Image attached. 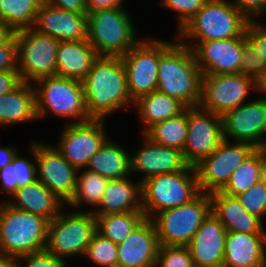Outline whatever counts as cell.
<instances>
[{
  "instance_id": "cell-1",
  "label": "cell",
  "mask_w": 266,
  "mask_h": 267,
  "mask_svg": "<svg viewBox=\"0 0 266 267\" xmlns=\"http://www.w3.org/2000/svg\"><path fill=\"white\" fill-rule=\"evenodd\" d=\"M82 85L90 119L105 120L107 115L133 106L122 57L98 56Z\"/></svg>"
},
{
  "instance_id": "cell-2",
  "label": "cell",
  "mask_w": 266,
  "mask_h": 267,
  "mask_svg": "<svg viewBox=\"0 0 266 267\" xmlns=\"http://www.w3.org/2000/svg\"><path fill=\"white\" fill-rule=\"evenodd\" d=\"M173 42L160 55L157 90L178 99L186 107L199 106L203 74L192 49L179 40Z\"/></svg>"
},
{
  "instance_id": "cell-3",
  "label": "cell",
  "mask_w": 266,
  "mask_h": 267,
  "mask_svg": "<svg viewBox=\"0 0 266 267\" xmlns=\"http://www.w3.org/2000/svg\"><path fill=\"white\" fill-rule=\"evenodd\" d=\"M248 23L249 20L232 2L208 0L196 15L178 31L177 40L179 39L181 43L192 49L201 41L241 37L245 34ZM191 40H196V43H192Z\"/></svg>"
},
{
  "instance_id": "cell-4",
  "label": "cell",
  "mask_w": 266,
  "mask_h": 267,
  "mask_svg": "<svg viewBox=\"0 0 266 267\" xmlns=\"http://www.w3.org/2000/svg\"><path fill=\"white\" fill-rule=\"evenodd\" d=\"M48 220L10 206L0 204V253L19 258L45 250Z\"/></svg>"
},
{
  "instance_id": "cell-5",
  "label": "cell",
  "mask_w": 266,
  "mask_h": 267,
  "mask_svg": "<svg viewBox=\"0 0 266 267\" xmlns=\"http://www.w3.org/2000/svg\"><path fill=\"white\" fill-rule=\"evenodd\" d=\"M200 194L197 173L188 165L178 172L164 173L142 182V210L146 218L190 203Z\"/></svg>"
},
{
  "instance_id": "cell-6",
  "label": "cell",
  "mask_w": 266,
  "mask_h": 267,
  "mask_svg": "<svg viewBox=\"0 0 266 267\" xmlns=\"http://www.w3.org/2000/svg\"><path fill=\"white\" fill-rule=\"evenodd\" d=\"M126 11L119 7L87 14V39L99 56L122 57L140 41Z\"/></svg>"
},
{
  "instance_id": "cell-7",
  "label": "cell",
  "mask_w": 266,
  "mask_h": 267,
  "mask_svg": "<svg viewBox=\"0 0 266 267\" xmlns=\"http://www.w3.org/2000/svg\"><path fill=\"white\" fill-rule=\"evenodd\" d=\"M34 84L38 120L50 113L60 118H68L69 121L75 120L69 123H83L91 120L87 114L81 81L50 76L40 78Z\"/></svg>"
},
{
  "instance_id": "cell-8",
  "label": "cell",
  "mask_w": 266,
  "mask_h": 267,
  "mask_svg": "<svg viewBox=\"0 0 266 267\" xmlns=\"http://www.w3.org/2000/svg\"><path fill=\"white\" fill-rule=\"evenodd\" d=\"M210 212V194L200 193L188 204L156 213L151 220L160 246H187Z\"/></svg>"
},
{
  "instance_id": "cell-9",
  "label": "cell",
  "mask_w": 266,
  "mask_h": 267,
  "mask_svg": "<svg viewBox=\"0 0 266 267\" xmlns=\"http://www.w3.org/2000/svg\"><path fill=\"white\" fill-rule=\"evenodd\" d=\"M64 214L48 222L45 250L57 257L83 255L96 232V217L90 210Z\"/></svg>"
},
{
  "instance_id": "cell-10",
  "label": "cell",
  "mask_w": 266,
  "mask_h": 267,
  "mask_svg": "<svg viewBox=\"0 0 266 267\" xmlns=\"http://www.w3.org/2000/svg\"><path fill=\"white\" fill-rule=\"evenodd\" d=\"M17 43V70L22 81L34 83L43 77L57 76L56 53L60 43L33 28L14 32Z\"/></svg>"
},
{
  "instance_id": "cell-11",
  "label": "cell",
  "mask_w": 266,
  "mask_h": 267,
  "mask_svg": "<svg viewBox=\"0 0 266 267\" xmlns=\"http://www.w3.org/2000/svg\"><path fill=\"white\" fill-rule=\"evenodd\" d=\"M172 43L157 38L143 39L122 56L127 89L133 102L157 90L160 55Z\"/></svg>"
},
{
  "instance_id": "cell-12",
  "label": "cell",
  "mask_w": 266,
  "mask_h": 267,
  "mask_svg": "<svg viewBox=\"0 0 266 267\" xmlns=\"http://www.w3.org/2000/svg\"><path fill=\"white\" fill-rule=\"evenodd\" d=\"M256 148L248 143L223 140L215 151L203 158L195 170L200 193L221 190L235 171Z\"/></svg>"
},
{
  "instance_id": "cell-13",
  "label": "cell",
  "mask_w": 266,
  "mask_h": 267,
  "mask_svg": "<svg viewBox=\"0 0 266 267\" xmlns=\"http://www.w3.org/2000/svg\"><path fill=\"white\" fill-rule=\"evenodd\" d=\"M257 89L255 81L239 73L202 75L199 106L223 116L228 111L246 103L249 91H257Z\"/></svg>"
},
{
  "instance_id": "cell-14",
  "label": "cell",
  "mask_w": 266,
  "mask_h": 267,
  "mask_svg": "<svg viewBox=\"0 0 266 267\" xmlns=\"http://www.w3.org/2000/svg\"><path fill=\"white\" fill-rule=\"evenodd\" d=\"M188 131L183 157L190 166L211 155L224 140L222 116L200 106L187 107Z\"/></svg>"
},
{
  "instance_id": "cell-15",
  "label": "cell",
  "mask_w": 266,
  "mask_h": 267,
  "mask_svg": "<svg viewBox=\"0 0 266 267\" xmlns=\"http://www.w3.org/2000/svg\"><path fill=\"white\" fill-rule=\"evenodd\" d=\"M104 122L91 119L83 123L66 124L55 148L77 170L85 169L108 138Z\"/></svg>"
},
{
  "instance_id": "cell-16",
  "label": "cell",
  "mask_w": 266,
  "mask_h": 267,
  "mask_svg": "<svg viewBox=\"0 0 266 267\" xmlns=\"http://www.w3.org/2000/svg\"><path fill=\"white\" fill-rule=\"evenodd\" d=\"M222 116L224 139L262 148L266 134V98L257 97ZM264 139V140H263Z\"/></svg>"
},
{
  "instance_id": "cell-17",
  "label": "cell",
  "mask_w": 266,
  "mask_h": 267,
  "mask_svg": "<svg viewBox=\"0 0 266 267\" xmlns=\"http://www.w3.org/2000/svg\"><path fill=\"white\" fill-rule=\"evenodd\" d=\"M37 179L66 204L75 193L78 170L53 146L35 142Z\"/></svg>"
},
{
  "instance_id": "cell-18",
  "label": "cell",
  "mask_w": 266,
  "mask_h": 267,
  "mask_svg": "<svg viewBox=\"0 0 266 267\" xmlns=\"http://www.w3.org/2000/svg\"><path fill=\"white\" fill-rule=\"evenodd\" d=\"M246 35L229 39L201 41L192 48L203 75L238 74Z\"/></svg>"
},
{
  "instance_id": "cell-19",
  "label": "cell",
  "mask_w": 266,
  "mask_h": 267,
  "mask_svg": "<svg viewBox=\"0 0 266 267\" xmlns=\"http://www.w3.org/2000/svg\"><path fill=\"white\" fill-rule=\"evenodd\" d=\"M117 247V267H156L160 244L153 221L145 218Z\"/></svg>"
},
{
  "instance_id": "cell-20",
  "label": "cell",
  "mask_w": 266,
  "mask_h": 267,
  "mask_svg": "<svg viewBox=\"0 0 266 267\" xmlns=\"http://www.w3.org/2000/svg\"><path fill=\"white\" fill-rule=\"evenodd\" d=\"M143 137L144 145L130 154V172L145 173L139 180L141 183L152 176L178 172L188 166L182 151L154 143L144 134Z\"/></svg>"
},
{
  "instance_id": "cell-21",
  "label": "cell",
  "mask_w": 266,
  "mask_h": 267,
  "mask_svg": "<svg viewBox=\"0 0 266 267\" xmlns=\"http://www.w3.org/2000/svg\"><path fill=\"white\" fill-rule=\"evenodd\" d=\"M226 229L210 212L187 245L194 267H223Z\"/></svg>"
},
{
  "instance_id": "cell-22",
  "label": "cell",
  "mask_w": 266,
  "mask_h": 267,
  "mask_svg": "<svg viewBox=\"0 0 266 267\" xmlns=\"http://www.w3.org/2000/svg\"><path fill=\"white\" fill-rule=\"evenodd\" d=\"M33 29L58 41L87 39V14L62 10L43 2Z\"/></svg>"
},
{
  "instance_id": "cell-23",
  "label": "cell",
  "mask_w": 266,
  "mask_h": 267,
  "mask_svg": "<svg viewBox=\"0 0 266 267\" xmlns=\"http://www.w3.org/2000/svg\"><path fill=\"white\" fill-rule=\"evenodd\" d=\"M223 267H266V233L227 232Z\"/></svg>"
},
{
  "instance_id": "cell-24",
  "label": "cell",
  "mask_w": 266,
  "mask_h": 267,
  "mask_svg": "<svg viewBox=\"0 0 266 267\" xmlns=\"http://www.w3.org/2000/svg\"><path fill=\"white\" fill-rule=\"evenodd\" d=\"M211 212L224 225L227 232L266 233L263 221L250 214L237 196H230L220 190L210 193Z\"/></svg>"
},
{
  "instance_id": "cell-25",
  "label": "cell",
  "mask_w": 266,
  "mask_h": 267,
  "mask_svg": "<svg viewBox=\"0 0 266 267\" xmlns=\"http://www.w3.org/2000/svg\"><path fill=\"white\" fill-rule=\"evenodd\" d=\"M98 56L88 39L60 41L56 53L57 76L82 82Z\"/></svg>"
},
{
  "instance_id": "cell-26",
  "label": "cell",
  "mask_w": 266,
  "mask_h": 267,
  "mask_svg": "<svg viewBox=\"0 0 266 267\" xmlns=\"http://www.w3.org/2000/svg\"><path fill=\"white\" fill-rule=\"evenodd\" d=\"M130 177L110 179L102 196L99 208L92 209L94 216L142 210V183H132Z\"/></svg>"
},
{
  "instance_id": "cell-27",
  "label": "cell",
  "mask_w": 266,
  "mask_h": 267,
  "mask_svg": "<svg viewBox=\"0 0 266 267\" xmlns=\"http://www.w3.org/2000/svg\"><path fill=\"white\" fill-rule=\"evenodd\" d=\"M6 202L14 208L38 214L48 221L56 217L66 204L38 179L18 188Z\"/></svg>"
},
{
  "instance_id": "cell-28",
  "label": "cell",
  "mask_w": 266,
  "mask_h": 267,
  "mask_svg": "<svg viewBox=\"0 0 266 267\" xmlns=\"http://www.w3.org/2000/svg\"><path fill=\"white\" fill-rule=\"evenodd\" d=\"M38 120L36 95L31 83L22 81L15 89L0 96V127Z\"/></svg>"
},
{
  "instance_id": "cell-29",
  "label": "cell",
  "mask_w": 266,
  "mask_h": 267,
  "mask_svg": "<svg viewBox=\"0 0 266 267\" xmlns=\"http://www.w3.org/2000/svg\"><path fill=\"white\" fill-rule=\"evenodd\" d=\"M86 170L107 179L127 178L130 172V154L113 140H107L91 157Z\"/></svg>"
},
{
  "instance_id": "cell-30",
  "label": "cell",
  "mask_w": 266,
  "mask_h": 267,
  "mask_svg": "<svg viewBox=\"0 0 266 267\" xmlns=\"http://www.w3.org/2000/svg\"><path fill=\"white\" fill-rule=\"evenodd\" d=\"M133 105L144 124L142 134L152 125L176 117L186 109V106L178 99L158 90L139 97Z\"/></svg>"
},
{
  "instance_id": "cell-31",
  "label": "cell",
  "mask_w": 266,
  "mask_h": 267,
  "mask_svg": "<svg viewBox=\"0 0 266 267\" xmlns=\"http://www.w3.org/2000/svg\"><path fill=\"white\" fill-rule=\"evenodd\" d=\"M266 177V157L256 148L247 159L232 172L228 182L220 190L230 196H238Z\"/></svg>"
},
{
  "instance_id": "cell-32",
  "label": "cell",
  "mask_w": 266,
  "mask_h": 267,
  "mask_svg": "<svg viewBox=\"0 0 266 267\" xmlns=\"http://www.w3.org/2000/svg\"><path fill=\"white\" fill-rule=\"evenodd\" d=\"M29 152L32 154V159H26L24 156L17 154L12 159L10 164H7L0 169L1 191L6 192L9 198L20 187L27 186L37 180L36 160H35V141L31 143Z\"/></svg>"
},
{
  "instance_id": "cell-33",
  "label": "cell",
  "mask_w": 266,
  "mask_h": 267,
  "mask_svg": "<svg viewBox=\"0 0 266 267\" xmlns=\"http://www.w3.org/2000/svg\"><path fill=\"white\" fill-rule=\"evenodd\" d=\"M96 217V231L113 243H121L146 217L143 211L111 213Z\"/></svg>"
},
{
  "instance_id": "cell-34",
  "label": "cell",
  "mask_w": 266,
  "mask_h": 267,
  "mask_svg": "<svg viewBox=\"0 0 266 267\" xmlns=\"http://www.w3.org/2000/svg\"><path fill=\"white\" fill-rule=\"evenodd\" d=\"M187 107L178 116L152 125L144 135L154 143L175 148L183 152L187 138Z\"/></svg>"
},
{
  "instance_id": "cell-35",
  "label": "cell",
  "mask_w": 266,
  "mask_h": 267,
  "mask_svg": "<svg viewBox=\"0 0 266 267\" xmlns=\"http://www.w3.org/2000/svg\"><path fill=\"white\" fill-rule=\"evenodd\" d=\"M43 0H0L2 24L13 32L33 28Z\"/></svg>"
},
{
  "instance_id": "cell-36",
  "label": "cell",
  "mask_w": 266,
  "mask_h": 267,
  "mask_svg": "<svg viewBox=\"0 0 266 267\" xmlns=\"http://www.w3.org/2000/svg\"><path fill=\"white\" fill-rule=\"evenodd\" d=\"M83 170L85 171L78 170L75 193L67 203L68 206L72 207V210L73 206L75 209L81 207L82 203L83 205L87 203L89 206H98L109 180L95 172ZM79 173H81L80 176Z\"/></svg>"
},
{
  "instance_id": "cell-37",
  "label": "cell",
  "mask_w": 266,
  "mask_h": 267,
  "mask_svg": "<svg viewBox=\"0 0 266 267\" xmlns=\"http://www.w3.org/2000/svg\"><path fill=\"white\" fill-rule=\"evenodd\" d=\"M85 256L98 266L117 267L118 247L96 231L87 246Z\"/></svg>"
},
{
  "instance_id": "cell-38",
  "label": "cell",
  "mask_w": 266,
  "mask_h": 267,
  "mask_svg": "<svg viewBox=\"0 0 266 267\" xmlns=\"http://www.w3.org/2000/svg\"><path fill=\"white\" fill-rule=\"evenodd\" d=\"M243 207L262 221L266 217V177L237 196Z\"/></svg>"
},
{
  "instance_id": "cell-39",
  "label": "cell",
  "mask_w": 266,
  "mask_h": 267,
  "mask_svg": "<svg viewBox=\"0 0 266 267\" xmlns=\"http://www.w3.org/2000/svg\"><path fill=\"white\" fill-rule=\"evenodd\" d=\"M156 266L194 267V264L187 246H160Z\"/></svg>"
},
{
  "instance_id": "cell-40",
  "label": "cell",
  "mask_w": 266,
  "mask_h": 267,
  "mask_svg": "<svg viewBox=\"0 0 266 267\" xmlns=\"http://www.w3.org/2000/svg\"><path fill=\"white\" fill-rule=\"evenodd\" d=\"M266 72V63L259 60L255 50L245 41L239 74L258 83Z\"/></svg>"
},
{
  "instance_id": "cell-41",
  "label": "cell",
  "mask_w": 266,
  "mask_h": 267,
  "mask_svg": "<svg viewBox=\"0 0 266 267\" xmlns=\"http://www.w3.org/2000/svg\"><path fill=\"white\" fill-rule=\"evenodd\" d=\"M208 0H161V4L178 14V31L191 20Z\"/></svg>"
},
{
  "instance_id": "cell-42",
  "label": "cell",
  "mask_w": 266,
  "mask_h": 267,
  "mask_svg": "<svg viewBox=\"0 0 266 267\" xmlns=\"http://www.w3.org/2000/svg\"><path fill=\"white\" fill-rule=\"evenodd\" d=\"M246 41L255 50L259 60L266 63V25H260L256 20L249 21L246 31Z\"/></svg>"
},
{
  "instance_id": "cell-43",
  "label": "cell",
  "mask_w": 266,
  "mask_h": 267,
  "mask_svg": "<svg viewBox=\"0 0 266 267\" xmlns=\"http://www.w3.org/2000/svg\"><path fill=\"white\" fill-rule=\"evenodd\" d=\"M25 261V265L21 261ZM16 267H68L67 262L46 250L24 255L16 259ZM20 261V262H19Z\"/></svg>"
},
{
  "instance_id": "cell-44",
  "label": "cell",
  "mask_w": 266,
  "mask_h": 267,
  "mask_svg": "<svg viewBox=\"0 0 266 267\" xmlns=\"http://www.w3.org/2000/svg\"><path fill=\"white\" fill-rule=\"evenodd\" d=\"M17 58V43L13 35L0 47V71H18Z\"/></svg>"
},
{
  "instance_id": "cell-45",
  "label": "cell",
  "mask_w": 266,
  "mask_h": 267,
  "mask_svg": "<svg viewBox=\"0 0 266 267\" xmlns=\"http://www.w3.org/2000/svg\"><path fill=\"white\" fill-rule=\"evenodd\" d=\"M233 5L249 20L266 12V0H234Z\"/></svg>"
},
{
  "instance_id": "cell-46",
  "label": "cell",
  "mask_w": 266,
  "mask_h": 267,
  "mask_svg": "<svg viewBox=\"0 0 266 267\" xmlns=\"http://www.w3.org/2000/svg\"><path fill=\"white\" fill-rule=\"evenodd\" d=\"M21 82L18 71H0V96L9 93Z\"/></svg>"
},
{
  "instance_id": "cell-47",
  "label": "cell",
  "mask_w": 266,
  "mask_h": 267,
  "mask_svg": "<svg viewBox=\"0 0 266 267\" xmlns=\"http://www.w3.org/2000/svg\"><path fill=\"white\" fill-rule=\"evenodd\" d=\"M43 2L62 10L87 14L85 0H43Z\"/></svg>"
},
{
  "instance_id": "cell-48",
  "label": "cell",
  "mask_w": 266,
  "mask_h": 267,
  "mask_svg": "<svg viewBox=\"0 0 266 267\" xmlns=\"http://www.w3.org/2000/svg\"><path fill=\"white\" fill-rule=\"evenodd\" d=\"M124 0H85L87 14L104 9L124 7Z\"/></svg>"
},
{
  "instance_id": "cell-49",
  "label": "cell",
  "mask_w": 266,
  "mask_h": 267,
  "mask_svg": "<svg viewBox=\"0 0 266 267\" xmlns=\"http://www.w3.org/2000/svg\"><path fill=\"white\" fill-rule=\"evenodd\" d=\"M18 149L16 147H1L0 145V169L10 164L12 159L17 154Z\"/></svg>"
},
{
  "instance_id": "cell-50",
  "label": "cell",
  "mask_w": 266,
  "mask_h": 267,
  "mask_svg": "<svg viewBox=\"0 0 266 267\" xmlns=\"http://www.w3.org/2000/svg\"><path fill=\"white\" fill-rule=\"evenodd\" d=\"M13 35L14 32L9 27L0 23V47L3 46Z\"/></svg>"
},
{
  "instance_id": "cell-51",
  "label": "cell",
  "mask_w": 266,
  "mask_h": 267,
  "mask_svg": "<svg viewBox=\"0 0 266 267\" xmlns=\"http://www.w3.org/2000/svg\"><path fill=\"white\" fill-rule=\"evenodd\" d=\"M16 258L0 253V267H16Z\"/></svg>"
},
{
  "instance_id": "cell-52",
  "label": "cell",
  "mask_w": 266,
  "mask_h": 267,
  "mask_svg": "<svg viewBox=\"0 0 266 267\" xmlns=\"http://www.w3.org/2000/svg\"><path fill=\"white\" fill-rule=\"evenodd\" d=\"M257 88V93L262 92L266 95V72L263 75L262 79L257 83ZM263 98H266V96H263Z\"/></svg>"
},
{
  "instance_id": "cell-53",
  "label": "cell",
  "mask_w": 266,
  "mask_h": 267,
  "mask_svg": "<svg viewBox=\"0 0 266 267\" xmlns=\"http://www.w3.org/2000/svg\"><path fill=\"white\" fill-rule=\"evenodd\" d=\"M262 151L264 152V155H265V157H266V140H265V142H264V144H263V146H262Z\"/></svg>"
}]
</instances>
